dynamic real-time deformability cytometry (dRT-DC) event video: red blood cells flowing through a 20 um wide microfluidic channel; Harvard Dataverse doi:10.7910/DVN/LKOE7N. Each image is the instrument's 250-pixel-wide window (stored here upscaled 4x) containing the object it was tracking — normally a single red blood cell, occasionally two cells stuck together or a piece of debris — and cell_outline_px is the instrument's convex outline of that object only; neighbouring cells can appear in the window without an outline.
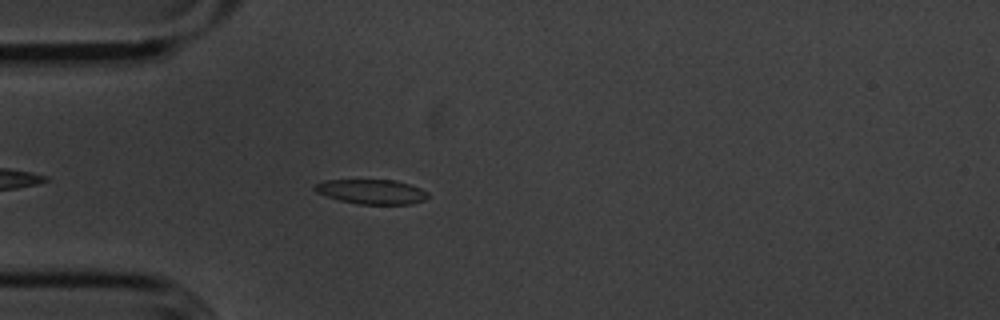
{"species": "common noctule bat (a hibernating species)", "species_latin": "Nyctalus noctula", "temperature_condition": "cold", "stored_images_in_passage": 46, "camera_frame_rate_fps": 3000, "um_per_image_px": 0.085, "animal": {"sex": "male", "body_mass_g": 20.1, "forearm_length_mm": 53.5}, "frame": {"image": 1, "passage_image": 6, "time_ms": 1.667, "image_size_px": [1000, 320], "cell_outline_px": [[428, 196], [424, 200], [412, 204], [360, 204], [340, 200], [316, 192], [312, 188], [316, 184], [324, 180], [396, 180], [420, 188], [428, 192]], "centroid_in_image_um": [31.59, 16.29], "position_along_channel_um": 53.4, "area_um2": 16.13}}
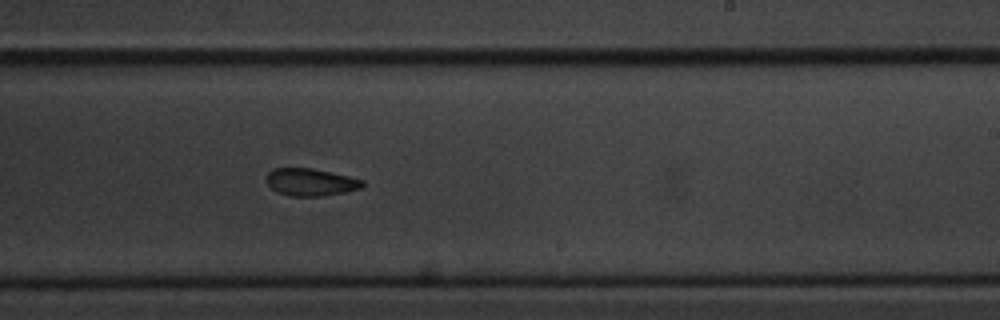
{"frame": {"image": 2, "passage_image": 24, "time_ms": 7.667, "image_size_px": [1000, 320], "cell_outline_px": [[364, 184], [360, 188], [344, 192], [324, 196], [288, 196], [276, 192], [264, 180], [264, 176], [272, 168], [312, 168], [348, 176], [364, 180]], "centroid_in_image_um": [26.34, 15.48], "position_along_channel_um": 262.7, "area_um2": 15.49}}
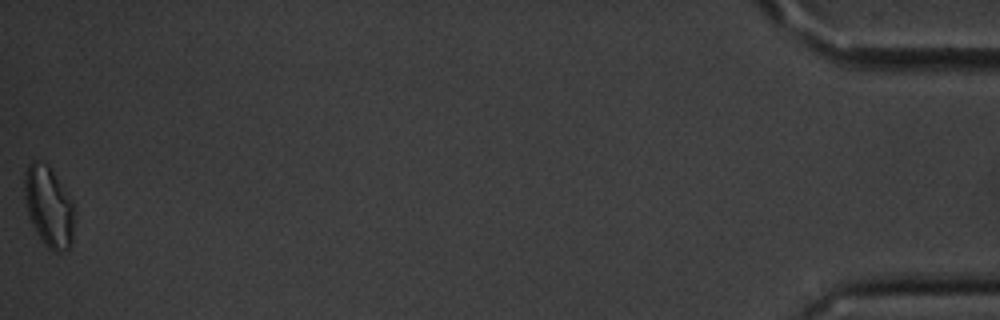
{"frame": {"image": 3, "passage_image": 46, "time_ms": 15.0, "image_size_px": [1000, 320], "cell_outline_px": [[72, 244], [68, 248], [60, 252], [56, 252], [48, 248], [44, 244], [36, 232], [28, 216], [24, 196], [24, 172], [28, 164], [32, 160], [40, 160], [48, 164], [72, 200]], "centroid_in_image_um": [4.1, 17.52], "position_along_channel_um": 431.1, "area_um2": 23.35}, "authors_computed_cell_mechanics": {"area_um2": 16.2707, "velocity_mm_per_s": 3.6035, "shape_relaxation_time_tau1_ms": 4.3744, "shape_relaxation_time_tau2_ms": 2.4118, "deformation_change_tau1": 0.1068, "deformation_change_tau2": 0.0685}}